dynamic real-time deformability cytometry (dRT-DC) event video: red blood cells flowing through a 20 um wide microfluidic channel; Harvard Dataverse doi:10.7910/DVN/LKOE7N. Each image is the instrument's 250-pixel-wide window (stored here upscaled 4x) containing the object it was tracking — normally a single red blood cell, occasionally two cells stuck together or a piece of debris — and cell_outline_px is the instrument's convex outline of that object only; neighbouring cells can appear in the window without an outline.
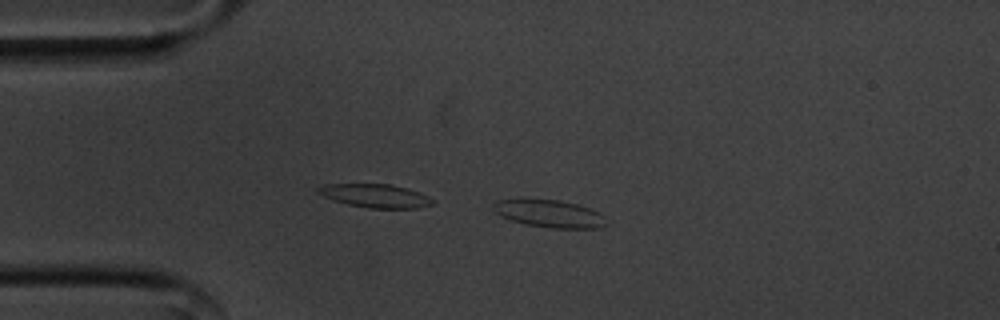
{"species": "common noctule bat (a hibernating species)", "species_latin": "Nyctalus noctula", "temperature_condition": "cold", "stored_images_in_passage": 30, "camera_frame_rate_fps": 3000, "um_per_image_px": 0.085, "animal": {"sex": "male", "body_mass_g": 20.1, "forearm_length_mm": 53.5}, "frame": {"image": 1, "passage_image": 2, "time_ms": 0.333, "image_size_px": [1000, 320], "cell_outline_px": [[608, 224], [600, 228], [552, 228], [528, 224], [512, 220], [500, 216], [492, 208], [492, 204], [500, 200], [520, 196], [524, 196], [560, 200], [592, 208], [600, 212], [604, 216]], "centroid_in_image_um": [46.68, 18.11], "position_along_channel_um": 38.3, "area_um2": 18.84}}
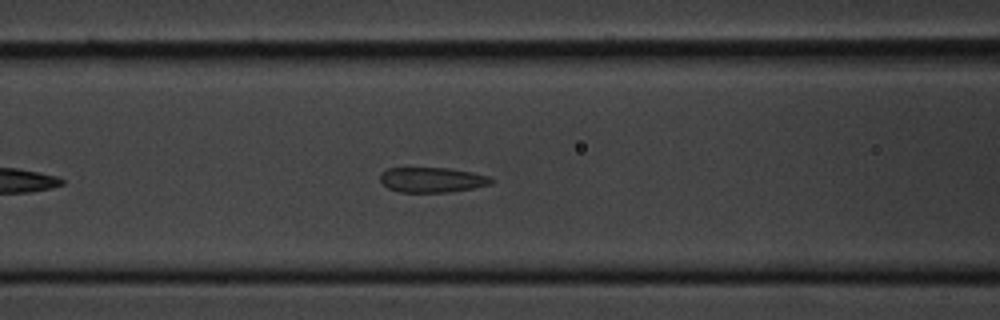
{"frame": {"image": 2, "passage_image": 12, "time_ms": 3.667, "image_size_px": [1000, 320], "cell_outline_px": [[492, 184], [452, 192], [400, 192], [388, 188], [380, 180], [380, 172], [388, 168], [448, 168], [472, 172], [492, 176]], "centroid_in_image_um": [36.74, 15.28], "position_along_channel_um": 129.9, "area_um2": 16.3}}
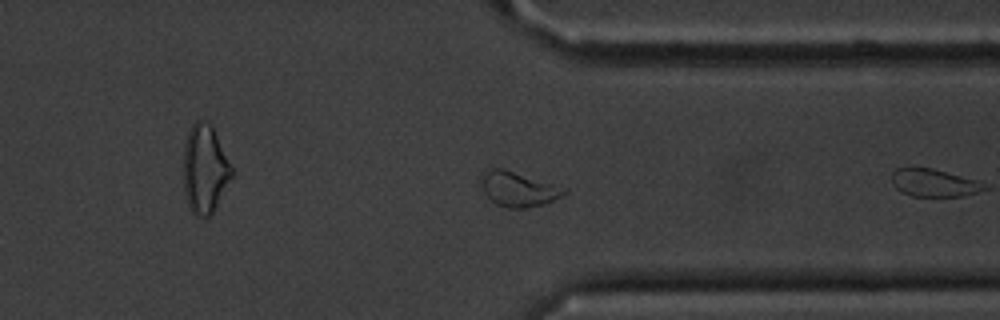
{"frame": {"image": 3, "passage_image": 29, "time_ms": 9.333, "image_size_px": [1000, 320], "cell_outline_px": [[568, 192], [564, 196], [544, 204], [524, 208], [508, 208], [496, 204], [484, 192], [480, 180], [480, 172], [484, 168], [504, 168], [568, 188]], "centroid_in_image_um": [44.05, 16.04], "position_along_channel_um": 367.3, "area_um2": 17.22}}